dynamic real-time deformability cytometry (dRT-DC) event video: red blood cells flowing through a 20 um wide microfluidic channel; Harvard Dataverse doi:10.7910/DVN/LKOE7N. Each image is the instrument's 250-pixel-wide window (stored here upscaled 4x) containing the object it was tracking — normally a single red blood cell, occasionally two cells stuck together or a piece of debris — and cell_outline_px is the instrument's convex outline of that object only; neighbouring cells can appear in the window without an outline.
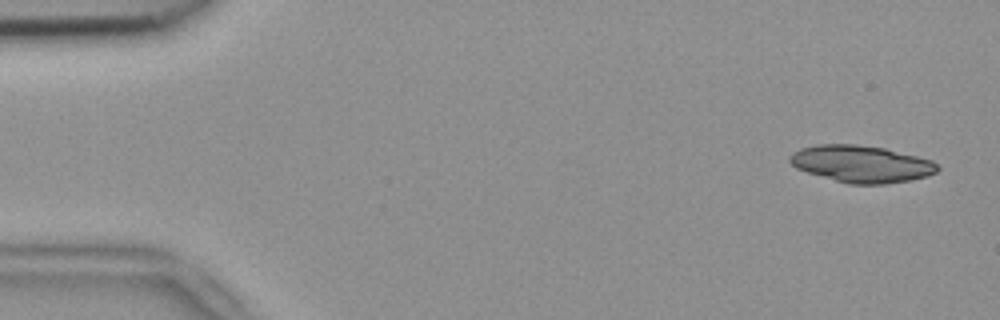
{"species": "common noctule bat (a hibernating species)", "species_latin": "Nyctalus noctula", "temperature_condition": "room temperature", "stored_images_in_passage": 32, "segment_of_instrument_passage": [1, 2], "camera_frame_rate_fps": 3000, "um_per_image_px": 0.085, "animal": {"sex": "female", "body_mass_g": 18.4}, "frame": {"image": 1, "passage_image": 2, "time_ms": 0.333, "image_size_px": [1000, 320], "cell_outline_px": [[940, 168], [936, 172], [928, 176], [912, 180], [884, 184], [848, 184], [808, 172], [796, 168], [788, 160], [788, 156], [792, 152], [800, 148], [816, 144], [856, 144], [884, 148], [932, 160]], "centroid_in_image_um": [73.2, 13.93], "position_along_channel_um": 11.8, "area_um2": 31.85}}